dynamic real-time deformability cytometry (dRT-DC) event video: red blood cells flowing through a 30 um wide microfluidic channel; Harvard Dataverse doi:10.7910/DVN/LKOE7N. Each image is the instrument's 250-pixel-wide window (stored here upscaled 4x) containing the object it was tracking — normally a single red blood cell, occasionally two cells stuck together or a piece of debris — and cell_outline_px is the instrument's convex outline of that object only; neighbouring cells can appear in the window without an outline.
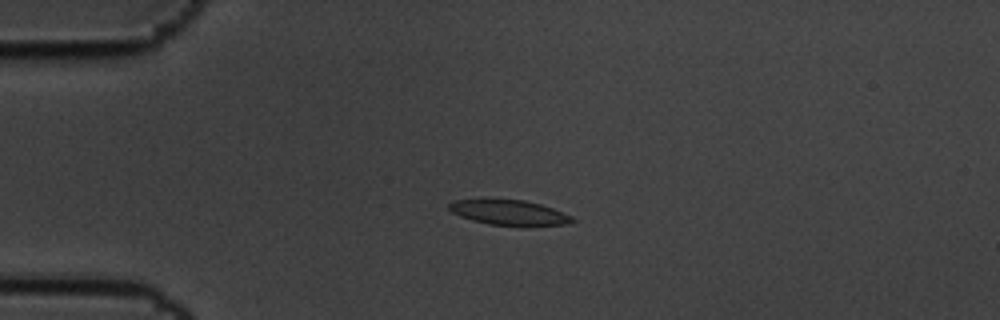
{"species": "common noctule bat (a hibernating species)", "species_latin": "Nyctalus noctula", "temperature_condition": "cold", "stored_images_in_passage": 7, "camera_frame_rate_fps": 3000, "um_per_image_px": 0.085, "animal": {"sex": "male", "body_mass_g": 19.5, "forearm_length_mm": 54.6}, "frame": {"image": 1, "passage_image": 5, "time_ms": 1.333, "image_size_px": [1000, 320], "cell_outline_px": [[576, 220], [568, 224], [524, 228], [488, 224], [472, 220], [460, 216], [452, 212], [448, 208], [448, 204], [452, 200], [524, 200], [540, 204], [552, 208], [572, 216]], "centroid_in_image_um": [43.33, 18.11], "position_along_channel_um": 41.7, "area_um2": 18.44}}
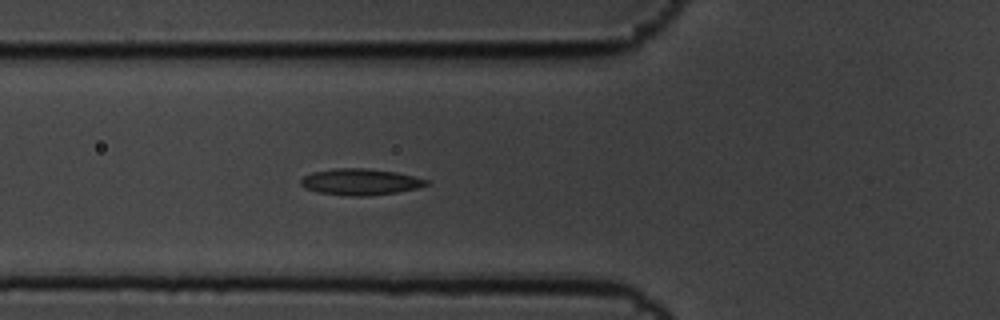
{"frame": {"image": 2, "passage_image": 7, "time_ms": 2.0, "image_size_px": [1000, 320], "cell_outline_px": [[428, 184], [420, 188], [396, 192], [364, 196], [348, 196], [316, 192], [304, 188], [300, 184], [300, 180], [304, 176], [312, 172], [336, 168], [368, 168], [396, 172], [428, 180]], "centroid_in_image_um": [30.6, 15.46], "position_along_channel_um": 95.2, "area_um2": 19.31}}